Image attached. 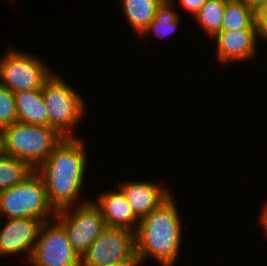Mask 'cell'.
Returning <instances> with one entry per match:
<instances>
[{
    "label": "cell",
    "instance_id": "1",
    "mask_svg": "<svg viewBox=\"0 0 267 266\" xmlns=\"http://www.w3.org/2000/svg\"><path fill=\"white\" fill-rule=\"evenodd\" d=\"M85 143L81 136L64 138L35 170L44 181L48 201L55 211L88 201L80 200L88 165Z\"/></svg>",
    "mask_w": 267,
    "mask_h": 266
},
{
    "label": "cell",
    "instance_id": "2",
    "mask_svg": "<svg viewBox=\"0 0 267 266\" xmlns=\"http://www.w3.org/2000/svg\"><path fill=\"white\" fill-rule=\"evenodd\" d=\"M174 193L140 219L135 232L139 266L153 258L162 266H176L183 244V224ZM146 260V261H145Z\"/></svg>",
    "mask_w": 267,
    "mask_h": 266
},
{
    "label": "cell",
    "instance_id": "3",
    "mask_svg": "<svg viewBox=\"0 0 267 266\" xmlns=\"http://www.w3.org/2000/svg\"><path fill=\"white\" fill-rule=\"evenodd\" d=\"M2 154L18 158L36 170L64 140L56 129L15 122L0 130Z\"/></svg>",
    "mask_w": 267,
    "mask_h": 266
},
{
    "label": "cell",
    "instance_id": "4",
    "mask_svg": "<svg viewBox=\"0 0 267 266\" xmlns=\"http://www.w3.org/2000/svg\"><path fill=\"white\" fill-rule=\"evenodd\" d=\"M60 75L57 72L52 73L41 88L48 112V126L56 129L65 138H78L75 130L86 116L88 106L79 90Z\"/></svg>",
    "mask_w": 267,
    "mask_h": 266
},
{
    "label": "cell",
    "instance_id": "5",
    "mask_svg": "<svg viewBox=\"0 0 267 266\" xmlns=\"http://www.w3.org/2000/svg\"><path fill=\"white\" fill-rule=\"evenodd\" d=\"M55 215L44 181L36 171L24 181L0 191V220L4 216V219L33 217L46 222L54 219Z\"/></svg>",
    "mask_w": 267,
    "mask_h": 266
},
{
    "label": "cell",
    "instance_id": "6",
    "mask_svg": "<svg viewBox=\"0 0 267 266\" xmlns=\"http://www.w3.org/2000/svg\"><path fill=\"white\" fill-rule=\"evenodd\" d=\"M0 57V85L13 93L41 89L54 72L39 55L9 46Z\"/></svg>",
    "mask_w": 267,
    "mask_h": 266
},
{
    "label": "cell",
    "instance_id": "7",
    "mask_svg": "<svg viewBox=\"0 0 267 266\" xmlns=\"http://www.w3.org/2000/svg\"><path fill=\"white\" fill-rule=\"evenodd\" d=\"M85 264L101 266H139L135 252V232L106 227L81 256Z\"/></svg>",
    "mask_w": 267,
    "mask_h": 266
},
{
    "label": "cell",
    "instance_id": "8",
    "mask_svg": "<svg viewBox=\"0 0 267 266\" xmlns=\"http://www.w3.org/2000/svg\"><path fill=\"white\" fill-rule=\"evenodd\" d=\"M55 219L64 227L69 241L82 256L107 227L93 200L56 211Z\"/></svg>",
    "mask_w": 267,
    "mask_h": 266
},
{
    "label": "cell",
    "instance_id": "9",
    "mask_svg": "<svg viewBox=\"0 0 267 266\" xmlns=\"http://www.w3.org/2000/svg\"><path fill=\"white\" fill-rule=\"evenodd\" d=\"M80 261L81 256L71 245L64 227L55 218L44 222L27 263L31 266H78Z\"/></svg>",
    "mask_w": 267,
    "mask_h": 266
},
{
    "label": "cell",
    "instance_id": "10",
    "mask_svg": "<svg viewBox=\"0 0 267 266\" xmlns=\"http://www.w3.org/2000/svg\"><path fill=\"white\" fill-rule=\"evenodd\" d=\"M0 228V259L4 256H23L29 261L43 220L33 217L5 219ZM26 253V254H25ZM25 254V255H24Z\"/></svg>",
    "mask_w": 267,
    "mask_h": 266
},
{
    "label": "cell",
    "instance_id": "11",
    "mask_svg": "<svg viewBox=\"0 0 267 266\" xmlns=\"http://www.w3.org/2000/svg\"><path fill=\"white\" fill-rule=\"evenodd\" d=\"M215 40V60L221 65H230L233 62L254 61L258 55L257 29H242L235 31H220ZM256 58V59H255ZM251 60V61H250Z\"/></svg>",
    "mask_w": 267,
    "mask_h": 266
},
{
    "label": "cell",
    "instance_id": "12",
    "mask_svg": "<svg viewBox=\"0 0 267 266\" xmlns=\"http://www.w3.org/2000/svg\"><path fill=\"white\" fill-rule=\"evenodd\" d=\"M117 187L123 192L134 214L143 218L172 193L170 186L150 180H122Z\"/></svg>",
    "mask_w": 267,
    "mask_h": 266
},
{
    "label": "cell",
    "instance_id": "13",
    "mask_svg": "<svg viewBox=\"0 0 267 266\" xmlns=\"http://www.w3.org/2000/svg\"><path fill=\"white\" fill-rule=\"evenodd\" d=\"M116 189L103 191L92 200L99 207L107 227L136 232L140 219L134 214L123 192L118 187Z\"/></svg>",
    "mask_w": 267,
    "mask_h": 266
},
{
    "label": "cell",
    "instance_id": "14",
    "mask_svg": "<svg viewBox=\"0 0 267 266\" xmlns=\"http://www.w3.org/2000/svg\"><path fill=\"white\" fill-rule=\"evenodd\" d=\"M14 98L18 122L48 126V112L41 89L15 92Z\"/></svg>",
    "mask_w": 267,
    "mask_h": 266
},
{
    "label": "cell",
    "instance_id": "15",
    "mask_svg": "<svg viewBox=\"0 0 267 266\" xmlns=\"http://www.w3.org/2000/svg\"><path fill=\"white\" fill-rule=\"evenodd\" d=\"M176 4L172 0H163L157 7L156 15L145 30L139 35L140 39L147 35H154L156 38H167L179 29L180 14L177 12Z\"/></svg>",
    "mask_w": 267,
    "mask_h": 266
},
{
    "label": "cell",
    "instance_id": "16",
    "mask_svg": "<svg viewBox=\"0 0 267 266\" xmlns=\"http://www.w3.org/2000/svg\"><path fill=\"white\" fill-rule=\"evenodd\" d=\"M127 23L139 36L156 15L157 7L163 0H118Z\"/></svg>",
    "mask_w": 267,
    "mask_h": 266
},
{
    "label": "cell",
    "instance_id": "17",
    "mask_svg": "<svg viewBox=\"0 0 267 266\" xmlns=\"http://www.w3.org/2000/svg\"><path fill=\"white\" fill-rule=\"evenodd\" d=\"M257 29L254 9L243 0H227L220 31Z\"/></svg>",
    "mask_w": 267,
    "mask_h": 266
},
{
    "label": "cell",
    "instance_id": "18",
    "mask_svg": "<svg viewBox=\"0 0 267 266\" xmlns=\"http://www.w3.org/2000/svg\"><path fill=\"white\" fill-rule=\"evenodd\" d=\"M35 170L26 162L4 154L0 155V191L24 181Z\"/></svg>",
    "mask_w": 267,
    "mask_h": 266
},
{
    "label": "cell",
    "instance_id": "19",
    "mask_svg": "<svg viewBox=\"0 0 267 266\" xmlns=\"http://www.w3.org/2000/svg\"><path fill=\"white\" fill-rule=\"evenodd\" d=\"M226 1L206 0L193 19L210 38L221 30Z\"/></svg>",
    "mask_w": 267,
    "mask_h": 266
},
{
    "label": "cell",
    "instance_id": "20",
    "mask_svg": "<svg viewBox=\"0 0 267 266\" xmlns=\"http://www.w3.org/2000/svg\"><path fill=\"white\" fill-rule=\"evenodd\" d=\"M15 122H18V117L14 93L0 85V130Z\"/></svg>",
    "mask_w": 267,
    "mask_h": 266
},
{
    "label": "cell",
    "instance_id": "21",
    "mask_svg": "<svg viewBox=\"0 0 267 266\" xmlns=\"http://www.w3.org/2000/svg\"><path fill=\"white\" fill-rule=\"evenodd\" d=\"M258 38L267 41V0L254 9Z\"/></svg>",
    "mask_w": 267,
    "mask_h": 266
},
{
    "label": "cell",
    "instance_id": "22",
    "mask_svg": "<svg viewBox=\"0 0 267 266\" xmlns=\"http://www.w3.org/2000/svg\"><path fill=\"white\" fill-rule=\"evenodd\" d=\"M172 1L175 2L176 6L179 7L181 6L180 8H182V10L184 9L187 12H190L192 18L195 17V15L199 12L200 8L206 2V0H172ZM176 1H178L179 4Z\"/></svg>",
    "mask_w": 267,
    "mask_h": 266
},
{
    "label": "cell",
    "instance_id": "23",
    "mask_svg": "<svg viewBox=\"0 0 267 266\" xmlns=\"http://www.w3.org/2000/svg\"><path fill=\"white\" fill-rule=\"evenodd\" d=\"M262 206V212L260 213V217L258 219L261 223V227H263V233L267 236V201Z\"/></svg>",
    "mask_w": 267,
    "mask_h": 266
},
{
    "label": "cell",
    "instance_id": "24",
    "mask_svg": "<svg viewBox=\"0 0 267 266\" xmlns=\"http://www.w3.org/2000/svg\"><path fill=\"white\" fill-rule=\"evenodd\" d=\"M244 2H246L250 7H252L253 9H255L256 7H258L263 1L266 0H243Z\"/></svg>",
    "mask_w": 267,
    "mask_h": 266
},
{
    "label": "cell",
    "instance_id": "25",
    "mask_svg": "<svg viewBox=\"0 0 267 266\" xmlns=\"http://www.w3.org/2000/svg\"><path fill=\"white\" fill-rule=\"evenodd\" d=\"M78 266H101V265H91V264H85L82 261L79 262Z\"/></svg>",
    "mask_w": 267,
    "mask_h": 266
},
{
    "label": "cell",
    "instance_id": "26",
    "mask_svg": "<svg viewBox=\"0 0 267 266\" xmlns=\"http://www.w3.org/2000/svg\"><path fill=\"white\" fill-rule=\"evenodd\" d=\"M2 154V138H1V134H0V155Z\"/></svg>",
    "mask_w": 267,
    "mask_h": 266
}]
</instances>
